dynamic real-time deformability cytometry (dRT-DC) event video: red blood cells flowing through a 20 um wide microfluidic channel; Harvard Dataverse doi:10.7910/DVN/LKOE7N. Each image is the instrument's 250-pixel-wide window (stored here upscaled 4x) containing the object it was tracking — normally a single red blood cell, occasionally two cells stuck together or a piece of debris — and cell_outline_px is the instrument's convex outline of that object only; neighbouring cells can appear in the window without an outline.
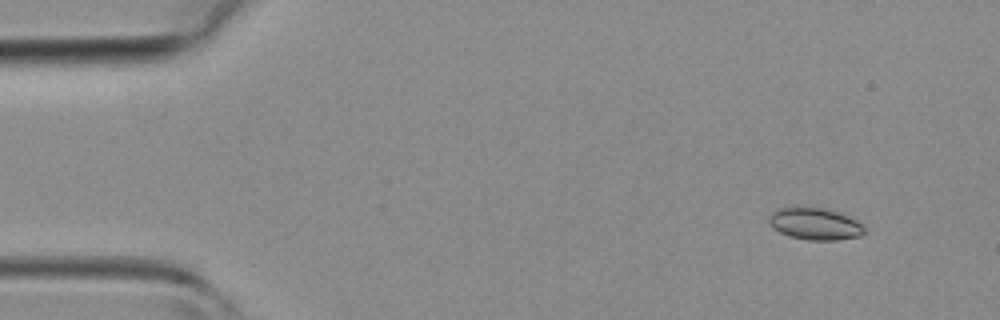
{"species": "common noctule bat (a hibernating species)", "species_latin": "Nyctalus noctula", "temperature_condition": "room temperature", "stored_images_in_passage": 41, "camera_frame_rate_fps": 3000, "um_per_image_px": 0.085, "animal": {"sex": "female", "body_mass_g": 19.3, "forearm_length_mm": 54.1}, "frame": {"image": 1, "passage_image": 3, "time_ms": 0.667, "image_size_px": [1000, 320], "cell_outline_px": [[864, 232], [860, 236], [836, 240], [808, 240], [788, 236], [772, 228], [768, 224], [768, 216], [776, 208], [796, 204], [824, 208], [848, 216], [856, 220], [864, 228]], "centroid_in_image_um": [69.17, 18.98], "position_along_channel_um": 15.8, "area_um2": 18.32}}
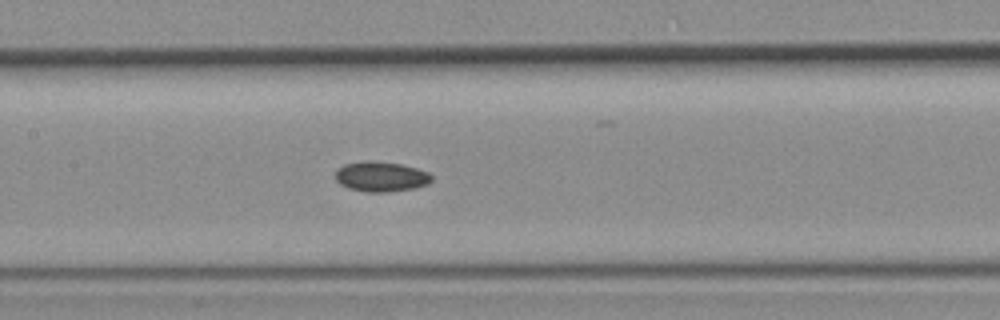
{"frame": {"image": 2, "passage_image": 19, "time_ms": 6.0, "image_size_px": [1000, 320], "cell_outline_px": [[432, 180], [428, 184], [416, 188], [388, 192], [364, 192], [348, 188], [340, 184], [336, 180], [336, 168], [344, 164], [364, 160], [372, 160], [400, 164], [416, 168], [428, 172], [432, 176]], "centroid_in_image_um": [32.37, 15.01], "position_along_channel_um": 175.0, "area_um2": 17.11}}
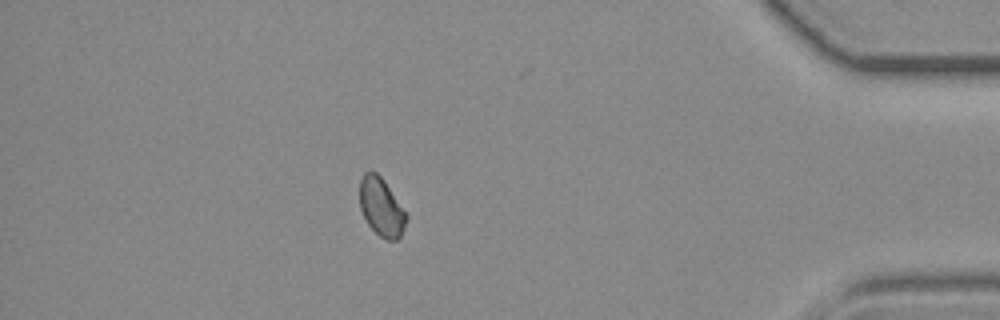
{"frame": {"image": 3, "passage_image": 36, "time_ms": 11.667, "image_size_px": [1000, 320], "cell_outline_px": [[408, 220], [400, 236], [396, 240], [388, 240], [380, 236], [368, 224], [360, 208], [360, 180], [364, 172], [376, 172], [384, 180], [408, 216]], "centroid_in_image_um": [32.42, 17.6], "position_along_channel_um": 402.8, "area_um2": 15.61}}